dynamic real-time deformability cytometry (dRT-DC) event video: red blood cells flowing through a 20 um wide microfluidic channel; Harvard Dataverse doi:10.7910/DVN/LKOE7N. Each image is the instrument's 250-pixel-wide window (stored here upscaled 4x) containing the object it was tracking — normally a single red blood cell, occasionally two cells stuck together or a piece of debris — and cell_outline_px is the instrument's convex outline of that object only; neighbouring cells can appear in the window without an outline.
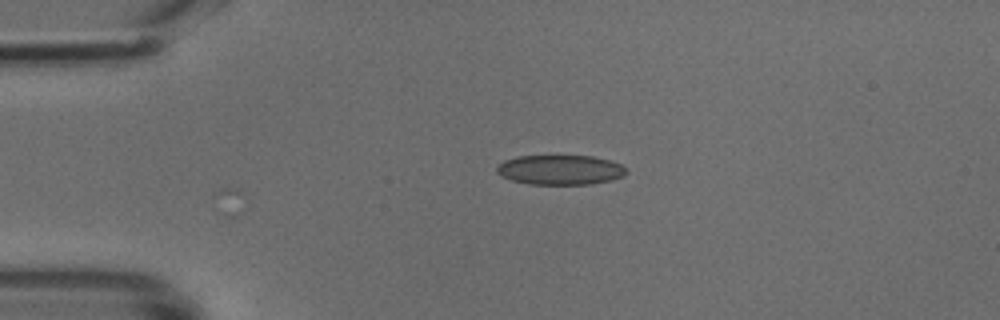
{"species": "common noctule bat (a hibernating species)", "species_latin": "Nyctalus noctula", "temperature_condition": "cold", "stored_images_in_passage": 27, "camera_frame_rate_fps": 3000, "um_per_image_px": 0.085, "animal": {"sex": "male", "body_mass_g": 18.8}, "frame": {"image": 1, "passage_image": 2, "time_ms": 0.333, "image_size_px": [1000, 320], "cell_outline_px": [[628, 172], [624, 176], [612, 180], [592, 184], [528, 184], [512, 180], [500, 176], [496, 172], [496, 168], [504, 160], [520, 156], [592, 156], [608, 160], [620, 164]], "centroid_in_image_um": [47.61, 14.44], "position_along_channel_um": 37.4, "area_um2": 22.43}}
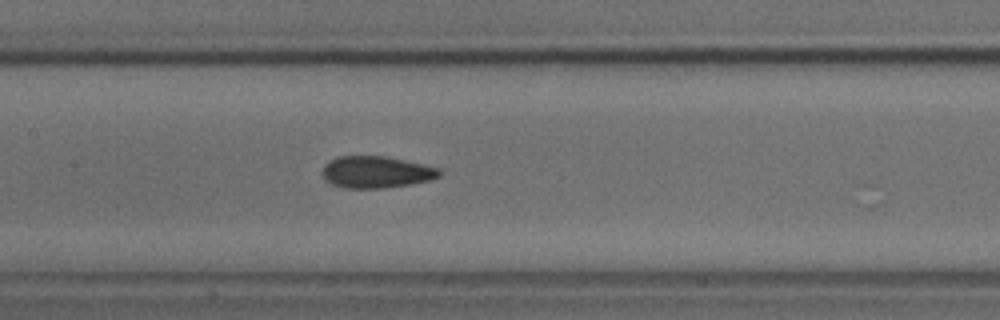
{"frame": {"image": 2, "passage_image": 8, "time_ms": 2.333, "image_size_px": [1000, 320], "cell_outline_px": [[444, 172], [440, 176], [428, 180], [412, 184], [384, 188], [344, 188], [332, 184], [324, 180], [320, 172], [324, 164], [336, 156], [388, 156], [424, 164], [440, 168]], "centroid_in_image_um": [31.96, 14.62], "position_along_channel_um": 175.4, "area_um2": 22.14}}
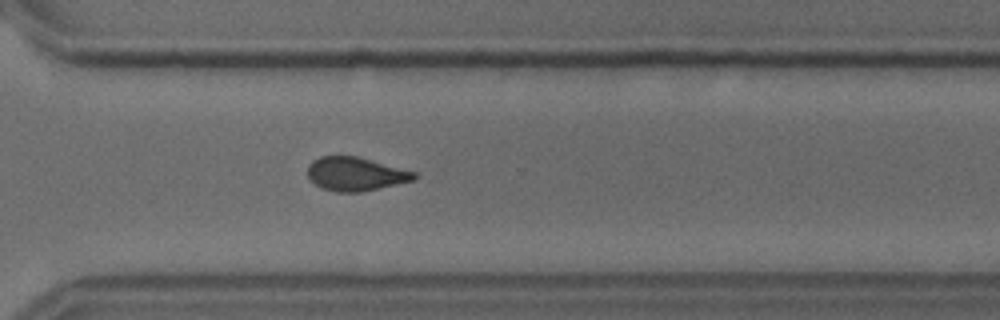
{"frame": {"image": 3, "passage_image": 20, "time_ms": 6.333, "image_size_px": [1000, 320], "cell_outline_px": [[420, 176], [416, 180], [360, 192], [336, 192], [320, 188], [308, 180], [308, 164], [312, 160], [320, 156], [356, 156], [416, 172]], "centroid_in_image_um": [30.2, 14.8], "position_along_channel_um": 340.4, "area_um2": 21.1}}